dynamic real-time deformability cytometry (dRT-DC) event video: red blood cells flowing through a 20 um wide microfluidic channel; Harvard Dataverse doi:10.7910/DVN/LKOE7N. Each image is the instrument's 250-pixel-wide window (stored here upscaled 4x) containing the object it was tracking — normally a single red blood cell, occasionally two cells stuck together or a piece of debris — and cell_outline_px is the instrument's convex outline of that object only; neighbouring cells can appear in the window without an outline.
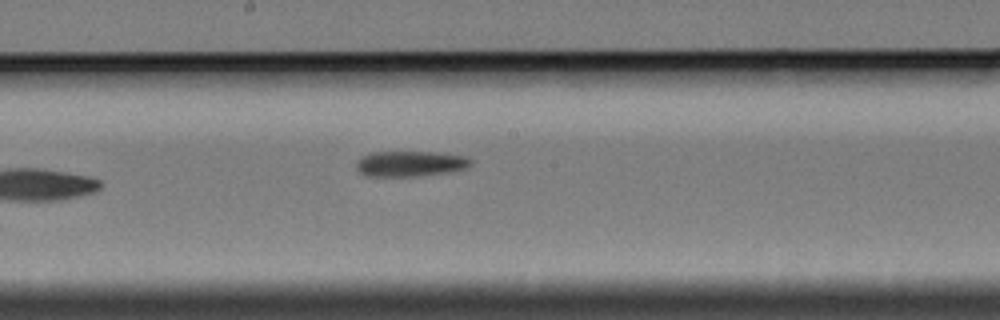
{"species": "Egyptian fruit bat (a non-hibernating species)", "species_latin": "Rousettus aegyptiacus", "temperature_condition": "cold", "stored_images_in_passage": 9, "camera_frame_rate_fps": 3000, "um_per_image_px": 0.085, "animal": {"sex": "female"}, "frame": {"image": 1, "passage_image": 9, "time_ms": 9.667, "image_size_px": [1000, 320], "cell_outline_px": [[472, 164], [468, 168], [452, 172], [416, 176], [368, 176], [360, 172], [356, 168], [356, 164], [364, 156], [372, 152], [436, 152], [464, 156], [472, 160]], "centroid_in_image_um": [34.93, 13.92], "position_along_channel_um": 213.3, "area_um2": 16.99}}